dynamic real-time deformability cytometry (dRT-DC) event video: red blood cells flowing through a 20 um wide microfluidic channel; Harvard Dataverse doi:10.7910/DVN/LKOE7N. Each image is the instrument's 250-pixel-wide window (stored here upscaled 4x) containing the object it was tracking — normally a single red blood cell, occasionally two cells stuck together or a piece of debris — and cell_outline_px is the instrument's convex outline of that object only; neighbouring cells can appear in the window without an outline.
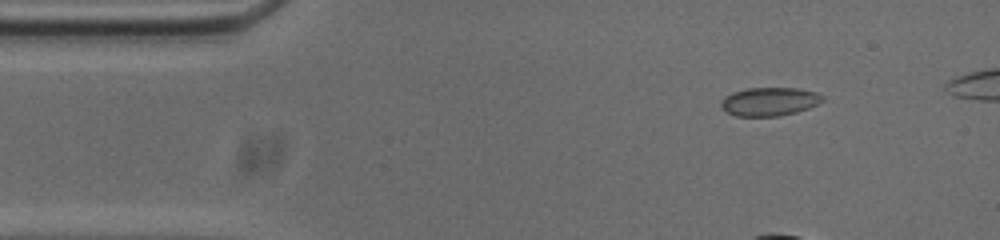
{"species": "common noctule bat (a hibernating species)", "species_latin": "Nyctalus noctula", "temperature_condition": "cold", "stored_images_in_passage": 7, "camera_frame_rate_fps": 3000, "um_per_image_px": 0.085, "animal": {"sex": "male", "body_mass_g": 20.0, "forearm_length_mm": 53.3}, "frame": {"image": 1, "passage_image": 1, "time_ms": 0.0, "image_size_px": [1000, 240], "cell_outline_px": [[824, 100], [808, 108], [796, 112], [776, 116], [736, 116], [720, 108], [720, 104], [724, 96], [732, 92], [748, 88], [796, 88], [816, 92], [824, 96]], "centroid_in_image_um": [65.38, 8.63], "position_along_channel_um": 19.6, "area_um2": 16.82}}